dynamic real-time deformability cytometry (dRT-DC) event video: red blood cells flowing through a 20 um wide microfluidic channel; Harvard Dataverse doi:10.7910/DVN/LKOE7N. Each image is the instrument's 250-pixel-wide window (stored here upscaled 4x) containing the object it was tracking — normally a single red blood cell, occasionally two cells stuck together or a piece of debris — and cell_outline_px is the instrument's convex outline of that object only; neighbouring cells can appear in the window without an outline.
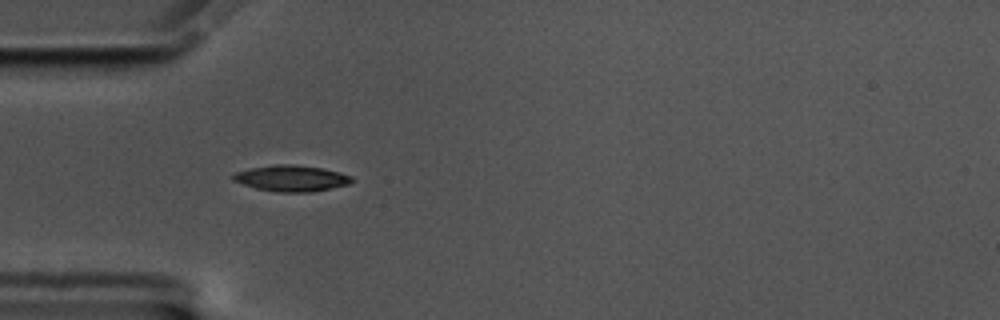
{"species": "common noctule bat (a hibernating species)", "species_latin": "Nyctalus noctula", "temperature_condition": "cold", "stored_images_in_passage": 41, "camera_frame_rate_fps": 3000, "um_per_image_px": 0.085, "animal": {"sex": "male", "body_mass_g": 17.5, "forearm_length_mm": 52.3}, "frame": {"image": 1, "passage_image": 1, "time_ms": 0.0, "image_size_px": [1000, 320], "cell_outline_px": [[352, 180], [348, 184], [312, 192], [280, 192], [256, 188], [232, 180], [228, 176], [236, 172], [248, 168], [276, 164], [292, 164], [320, 168], [340, 172], [352, 176]], "centroid_in_image_um": [24.72, 15.15], "position_along_channel_um": 60.3, "area_um2": 17.98}}
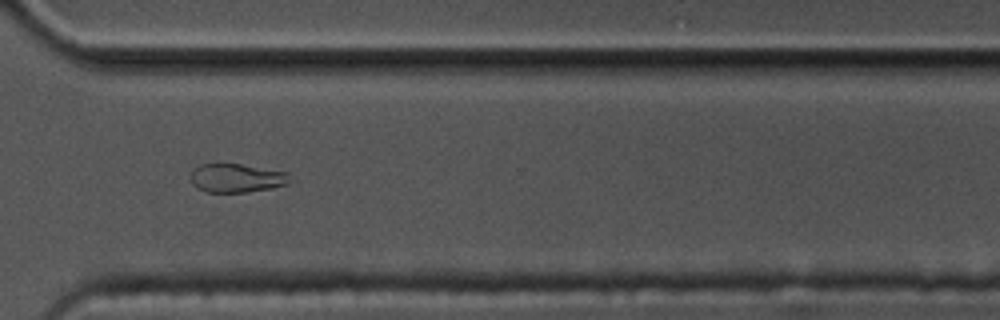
{"frame": {"image": 2, "passage_image": 26, "time_ms": 8.333, "image_size_px": [1000, 320], "cell_outline_px": [[288, 184], [272, 188], [248, 192], [208, 192], [196, 188], [192, 184], [188, 176], [192, 168], [200, 164], [240, 164], [288, 172]], "centroid_in_image_um": [20.03, 15.13], "position_along_channel_um": 350.6, "area_um2": 16.76}}
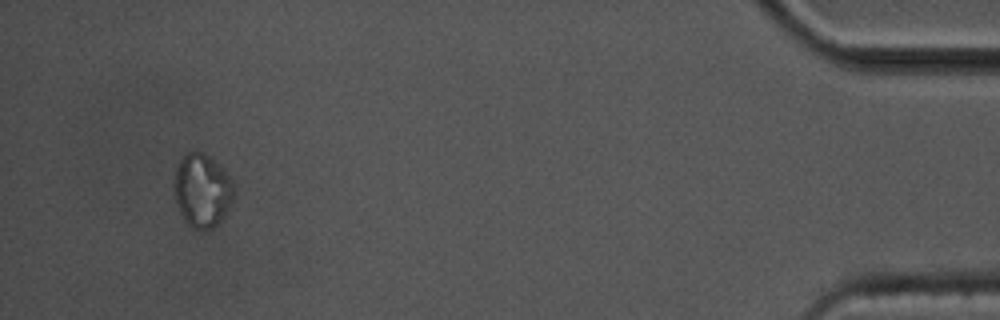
{"frame": {"image": 3, "passage_image": 38, "time_ms": 12.333, "image_size_px": [1000, 320], "cell_outline_px": [[232, 204], [224, 216], [212, 228], [192, 228], [184, 220], [176, 204], [176, 168], [180, 156], [196, 148], [204, 152], [220, 164], [232, 180]], "centroid_in_image_um": [17.19, 16.13], "position_along_channel_um": 418.0, "area_um2": 25.43}, "authors_computed_cell_mechanics": {"area_um2": 17.629, "velocity_mm_per_s": 3.5098, "shape_relaxation_time_tau1_ms": 3.2291, "shape_relaxation_time_tau2_ms": null, "deformation_change_tau1": 0.0951, "deformation_change_tau2": null}}